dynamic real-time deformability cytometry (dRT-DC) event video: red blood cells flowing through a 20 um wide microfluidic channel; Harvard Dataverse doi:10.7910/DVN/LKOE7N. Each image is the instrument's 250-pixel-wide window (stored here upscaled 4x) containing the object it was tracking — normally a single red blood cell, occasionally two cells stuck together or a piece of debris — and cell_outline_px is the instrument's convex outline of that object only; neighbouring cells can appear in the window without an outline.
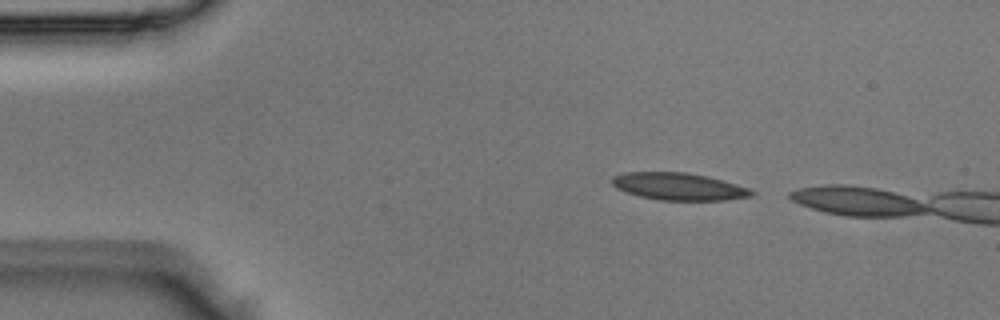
{"species": "Egyptian fruit bat (a non-hibernating species)", "species_latin": "Rousettus aegyptiacus", "temperature_condition": "room temperature", "stored_images_in_passage": 6, "camera_frame_rate_fps": 3000, "um_per_image_px": 0.085, "animal": {"sex": "male"}, "frame": {"image": 1, "passage_image": 1, "time_ms": 0.0, "image_size_px": [1000, 320], "cell_outline_px": [[756, 192], [752, 196], [728, 200], [660, 200], [640, 196], [616, 188], [612, 184], [612, 176], [624, 172], [688, 172], [708, 176], [736, 184], [748, 188]], "centroid_in_image_um": [57.71, 15.84], "position_along_channel_um": 27.3, "area_um2": 22.2}}